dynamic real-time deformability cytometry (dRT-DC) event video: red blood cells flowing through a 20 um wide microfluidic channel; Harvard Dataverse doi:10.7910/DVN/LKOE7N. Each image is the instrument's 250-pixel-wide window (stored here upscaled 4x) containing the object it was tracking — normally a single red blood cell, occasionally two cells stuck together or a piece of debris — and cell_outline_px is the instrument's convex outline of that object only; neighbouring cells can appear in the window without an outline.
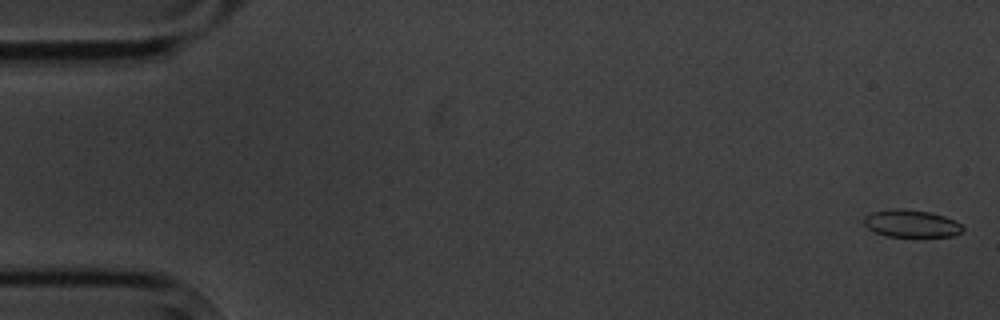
{"species": "common noctule bat (a hibernating species)", "species_latin": "Nyctalus noctula", "temperature_condition": "cold", "stored_images_in_passage": 7, "camera_frame_rate_fps": 3000, "um_per_image_px": 0.085, "animal": {"sex": "male", "body_mass_g": 20.1, "forearm_length_mm": 53.5}, "frame": {"image": 1, "passage_image": 1, "time_ms": 0.0, "image_size_px": [1000, 320], "cell_outline_px": [[964, 228], [960, 232], [952, 236], [888, 236], [876, 232], [868, 228], [864, 224], [864, 216], [872, 212], [892, 208], [900, 208], [932, 212], [944, 216], [960, 224]], "centroid_in_image_um": [77.43, 18.98], "position_along_channel_um": 7.6, "area_um2": 15.61}}
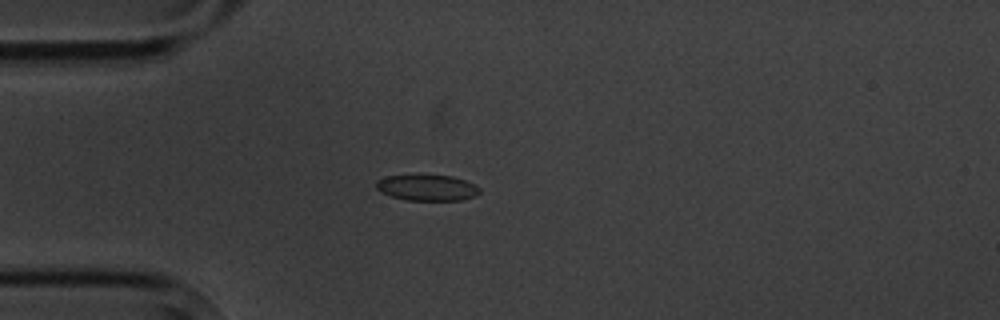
{"frame": {"image": 2, "passage_image": 5, "time_ms": 4.667, "image_size_px": [1000, 320], "cell_outline_px": [[480, 192], [476, 196], [460, 200], [408, 200], [392, 196], [380, 192], [376, 188], [376, 180], [384, 176], [452, 176], [464, 180], [480, 188]], "centroid_in_image_um": [36.29, 15.96], "position_along_channel_um": 48.7, "area_um2": 15.37}}
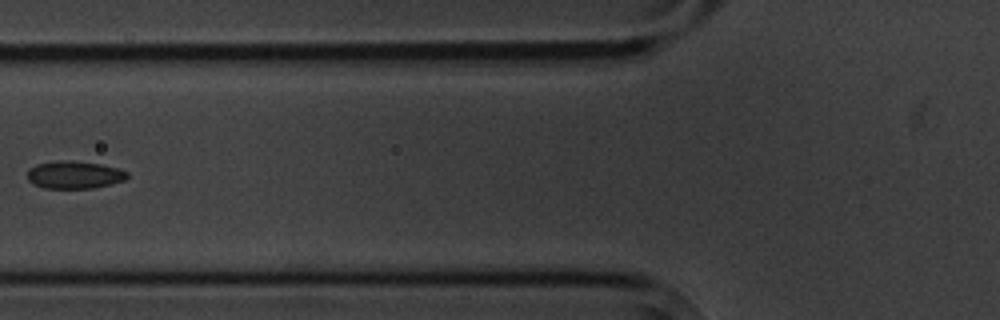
{"frame": {"image": 3, "passage_image": 7, "time_ms": 7.0, "image_size_px": [1000, 320], "cell_outline_px": [[128, 176], [124, 180], [112, 184], [92, 188], [44, 188], [28, 180], [28, 168], [36, 164], [64, 160], [100, 164], [116, 168], [128, 172]], "centroid_in_image_um": [6.32, 14.86], "position_along_channel_um": 119.5, "area_um2": 15.84}}